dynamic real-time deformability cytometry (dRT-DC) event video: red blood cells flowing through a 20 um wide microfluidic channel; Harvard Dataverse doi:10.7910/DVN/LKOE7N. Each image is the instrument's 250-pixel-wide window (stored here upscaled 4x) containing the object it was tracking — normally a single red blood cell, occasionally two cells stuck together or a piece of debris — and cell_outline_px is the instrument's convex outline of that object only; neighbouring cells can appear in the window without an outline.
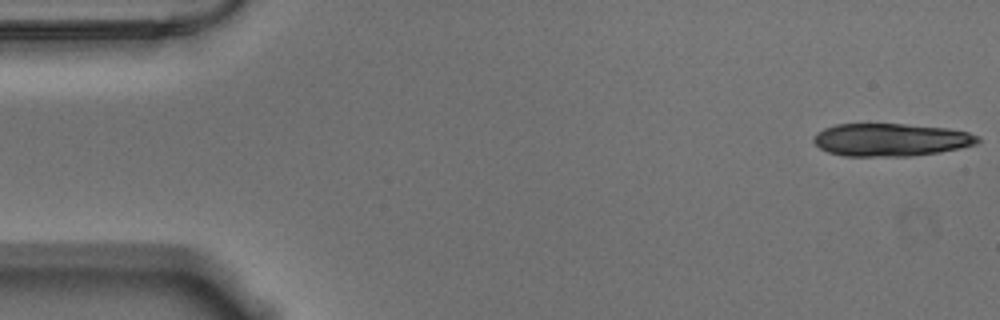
{"species": "Egyptian fruit bat (a non-hibernating species)", "species_latin": "Rousettus aegyptiacus", "temperature_condition": "warm", "stored_images_in_passage": 14, "camera_frame_rate_fps": 3000, "um_per_image_px": 0.085, "animal": {"sex": "male"}, "frame": {"image": 1, "passage_image": 1, "time_ms": 0.0, "image_size_px": [1000, 320], "cell_outline_px": [[980, 140], [976, 144], [960, 148], [940, 152], [912, 156], [844, 156], [828, 152], [820, 148], [812, 140], [812, 136], [816, 132], [824, 128], [836, 124], [904, 124], [948, 128], [968, 132], [980, 136]], "centroid_in_image_um": [75.71, 11.88], "position_along_channel_um": 9.3, "area_um2": 31.56}}